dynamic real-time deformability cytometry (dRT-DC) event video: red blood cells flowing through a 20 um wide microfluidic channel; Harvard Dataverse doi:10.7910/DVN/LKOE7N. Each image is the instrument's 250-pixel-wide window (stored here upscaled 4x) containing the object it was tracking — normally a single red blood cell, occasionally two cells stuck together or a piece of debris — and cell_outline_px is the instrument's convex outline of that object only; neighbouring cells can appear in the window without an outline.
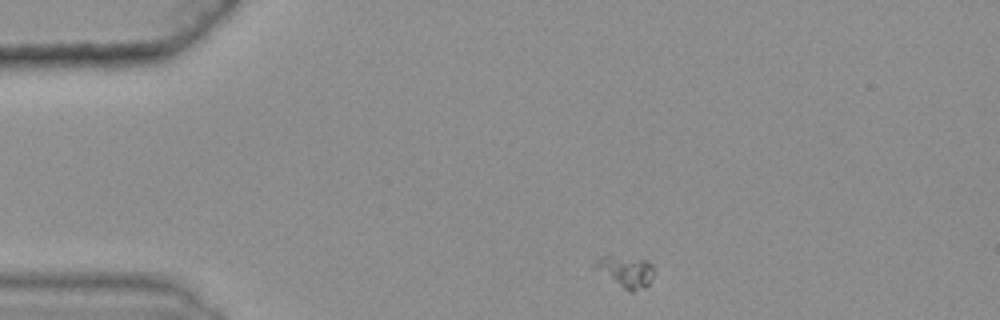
{"species": "common noctule bat (a hibernating species)", "species_latin": "Nyctalus noctula", "temperature_condition": "warm", "stored_images_in_passage": 37, "camera_frame_rate_fps": 3000, "um_per_image_px": 0.085, "animal": {"sex": "female", "body_mass_g": 25.1}, "frame": {"image": 1, "passage_image": 1, "time_ms": 0.0, "image_size_px": [1000, 320], "cell_outline_px": [[652, 276], [648, 284], [644, 288], [632, 292], [624, 288], [592, 268], [592, 264], [596, 260], [604, 256], [612, 256], [648, 260], [652, 264]], "centroid_in_image_um": [53.15, 23.07], "position_along_channel_um": 31.8, "area_um2": 10.58}}
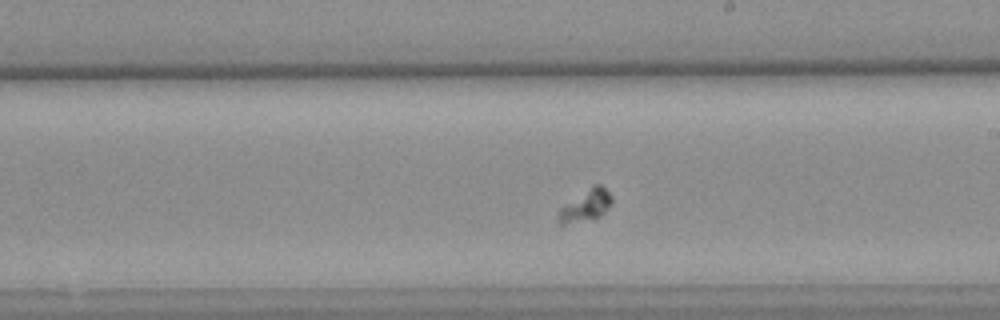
{"frame": {"image": 2, "passage_image": 23, "time_ms": 7.333, "image_size_px": [1000, 320], "cell_outline_px": [[612, 204], [600, 216], [560, 228], [556, 224], [556, 216], [560, 208], [564, 204], [592, 184], [600, 184], [612, 196]], "centroid_in_image_um": [49.69, 17.52], "position_along_channel_um": 239.3, "area_um2": 10.46}}
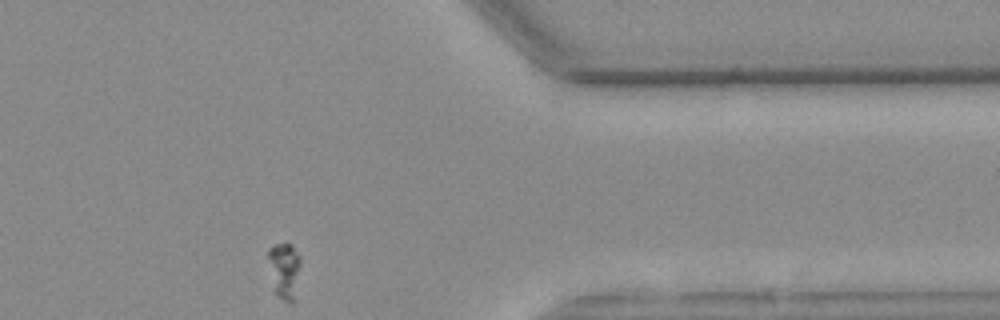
{"frame": {"image": 3, "passage_image": 37, "time_ms": 12.0, "image_size_px": [1000, 320], "cell_outline_px": [[300, 264], [292, 304], [276, 296], [268, 256], [268, 248], [276, 244], [292, 244], [300, 260]], "centroid_in_image_um": [24.16, 22.96], "position_along_channel_um": 387.2, "area_um2": 10.06}}